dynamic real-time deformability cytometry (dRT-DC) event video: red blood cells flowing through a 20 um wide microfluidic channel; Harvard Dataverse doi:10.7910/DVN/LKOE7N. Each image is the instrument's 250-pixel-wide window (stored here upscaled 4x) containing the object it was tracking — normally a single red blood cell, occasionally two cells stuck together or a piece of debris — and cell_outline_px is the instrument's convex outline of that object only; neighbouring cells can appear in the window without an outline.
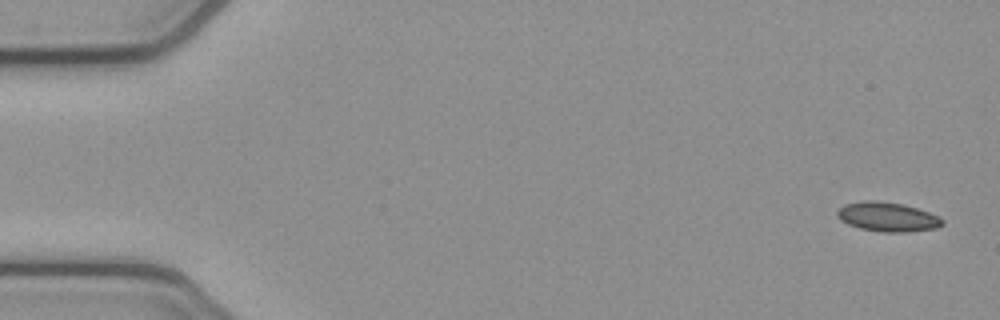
{"species": "common noctule bat (a hibernating species)", "species_latin": "Nyctalus noctula", "temperature_condition": "cold", "stored_images_in_passage": 5, "camera_frame_rate_fps": 3000, "um_per_image_px": 0.085, "animal": {"sex": "female", "body_mass_g": 21.9}, "frame": {"image": 1, "passage_image": 1, "time_ms": 0.0, "image_size_px": [1000, 320], "cell_outline_px": [[944, 224], [936, 228], [908, 232], [884, 232], [860, 228], [848, 224], [840, 220], [836, 216], [836, 212], [844, 204], [860, 200], [876, 200], [904, 204], [940, 216], [944, 220]], "centroid_in_image_um": [75.43, 18.42], "position_along_channel_um": 9.6, "area_um2": 18.15}}